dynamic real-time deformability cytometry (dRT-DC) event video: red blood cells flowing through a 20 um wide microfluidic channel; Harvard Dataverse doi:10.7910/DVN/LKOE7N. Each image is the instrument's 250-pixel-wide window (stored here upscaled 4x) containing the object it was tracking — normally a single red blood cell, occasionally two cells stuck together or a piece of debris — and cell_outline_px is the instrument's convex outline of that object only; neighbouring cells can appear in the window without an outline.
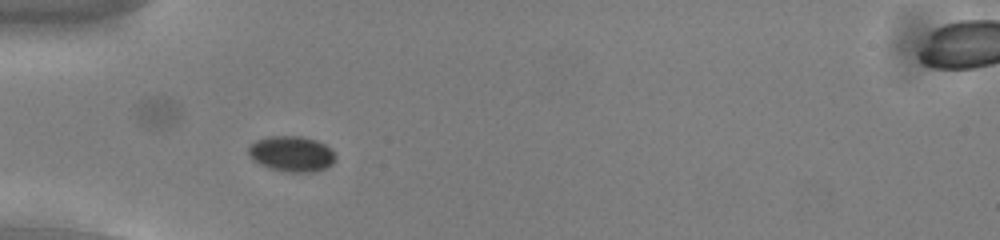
{"species": "common noctule bat (a hibernating species)", "species_latin": "Nyctalus noctula", "temperature_condition": "cold", "stored_images_in_passage": 48, "camera_frame_rate_fps": 3000, "um_per_image_px": 0.085, "animal": {"sex": "male", "body_mass_g": 13.0, "forearm_length_mm": 53.1}, "frame": {"image": 1, "passage_image": 11, "time_ms": 3.333, "image_size_px": [1000, 240], "cell_outline_px": [[336, 160], [332, 164], [316, 172], [284, 172], [268, 168], [260, 164], [248, 156], [248, 148], [256, 140], [268, 136], [300, 136], [316, 140], [324, 144], [336, 156]], "centroid_in_image_um": [24.77, 13.09], "position_along_channel_um": 60.2, "area_um2": 18.09}}
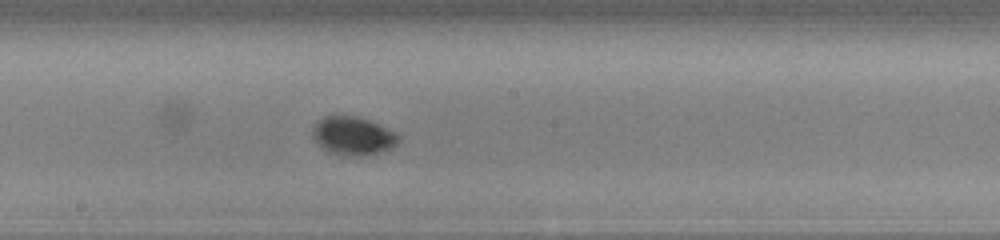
{"frame": {"image": 2, "passage_image": 24, "time_ms": 7.667, "image_size_px": [1000, 240], "cell_outline_px": [[400, 140], [392, 148], [380, 152], [360, 156], [340, 156], [328, 152], [312, 136], [312, 128], [316, 120], [324, 116], [356, 116], [380, 124], [396, 132], [400, 136]], "centroid_in_image_um": [30.01, 11.55], "position_along_channel_um": 218.2, "area_um2": 19.42}}
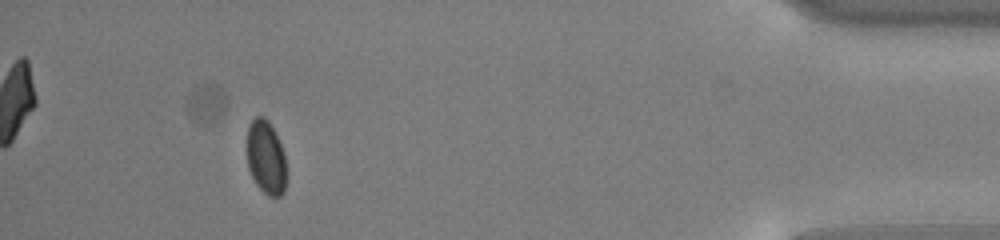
{"frame": {"image": 3, "passage_image": 44, "time_ms": 14.333, "image_size_px": [1000, 240], "cell_outline_px": [[288, 176], [284, 192], [280, 196], [268, 196], [256, 184], [248, 168], [248, 124], [256, 116], [264, 116], [268, 120], [276, 132], [284, 152]], "centroid_in_image_um": [22.65, 13.38], "position_along_channel_um": 412.6, "area_um2": 17.28}, "authors_computed_cell_mechanics": {"area_um2": 17.9469, "velocity_mm_per_s": 3.7772, "shape_relaxation_time_tau1_ms": 0.9987, "shape_relaxation_time_tau2_ms": null, "deformation_change_tau1": 0.0433, "deformation_change_tau2": null}}